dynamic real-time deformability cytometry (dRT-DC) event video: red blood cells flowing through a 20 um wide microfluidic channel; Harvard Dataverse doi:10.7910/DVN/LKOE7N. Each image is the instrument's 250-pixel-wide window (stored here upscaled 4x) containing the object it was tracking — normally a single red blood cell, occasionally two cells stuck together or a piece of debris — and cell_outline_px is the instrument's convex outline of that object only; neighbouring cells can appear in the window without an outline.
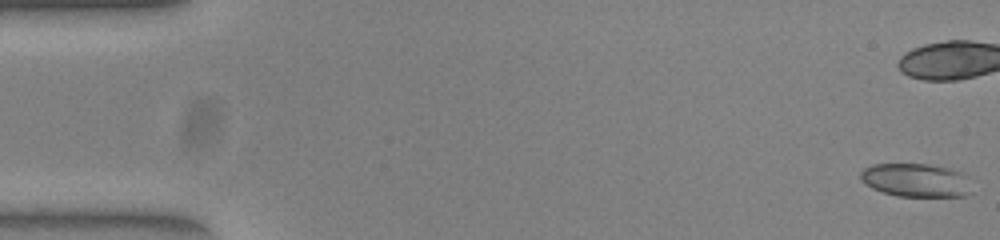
{"species": "common noctule bat (a hibernating species)", "species_latin": "Nyctalus noctula", "temperature_condition": "warm", "stored_images_in_passage": 53, "camera_frame_rate_fps": 3000, "um_per_image_px": 0.085, "animal": {"sex": "female", "body_mass_g": 23.0, "forearm_length_mm": 53.4}, "frame": {"image": 1, "passage_image": 1, "time_ms": 0.0, "image_size_px": [1000, 240], "cell_outline_px": [[972, 192], [964, 196], [896, 196], [872, 188], [860, 180], [860, 172], [864, 168], [872, 164], [928, 164], [948, 168], [964, 172], [968, 176]], "centroid_in_image_um": [77.88, 15.31], "position_along_channel_um": 7.1, "area_um2": 21.91}, "authors_computed_cell_mechanics": {"area_um2": 20.4034, "velocity_mm_per_s": 3.9253, "shape_relaxation_time_tau1_ms": 5.1971, "shape_relaxation_time_tau2_ms": 4.6047, "deformation_change_tau1": 0.1616, "deformation_change_tau2": 0.0733}}